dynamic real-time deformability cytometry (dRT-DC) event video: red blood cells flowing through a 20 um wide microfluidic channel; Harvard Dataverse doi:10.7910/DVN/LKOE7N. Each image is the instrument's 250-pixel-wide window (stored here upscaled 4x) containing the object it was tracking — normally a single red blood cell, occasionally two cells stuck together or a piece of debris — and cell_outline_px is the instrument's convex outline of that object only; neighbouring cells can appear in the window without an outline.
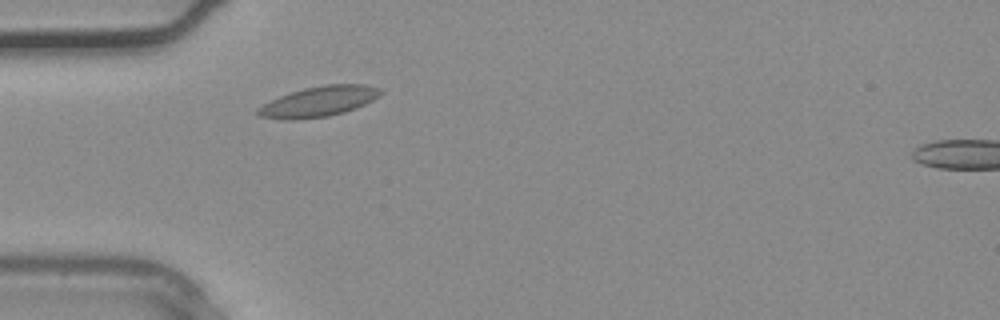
{"species": "common noctule bat (a hibernating species)", "species_latin": "Nyctalus noctula", "temperature_condition": "warm", "stored_images_in_passage": 31, "camera_frame_rate_fps": 3000, "um_per_image_px": 0.085, "animal": {"sex": "male", "body_mass_g": 20.4}, "frame": {"image": 1, "passage_image": 5, "time_ms": 1.333, "image_size_px": [1000, 320], "cell_outline_px": [[384, 92], [380, 96], [356, 108], [344, 112], [328, 116], [288, 120], [260, 116], [256, 112], [256, 108], [280, 96], [304, 88], [324, 84], [364, 84], [380, 88]], "centroid_in_image_um": [27.13, 8.61], "position_along_channel_um": 57.9, "area_um2": 21.5}}